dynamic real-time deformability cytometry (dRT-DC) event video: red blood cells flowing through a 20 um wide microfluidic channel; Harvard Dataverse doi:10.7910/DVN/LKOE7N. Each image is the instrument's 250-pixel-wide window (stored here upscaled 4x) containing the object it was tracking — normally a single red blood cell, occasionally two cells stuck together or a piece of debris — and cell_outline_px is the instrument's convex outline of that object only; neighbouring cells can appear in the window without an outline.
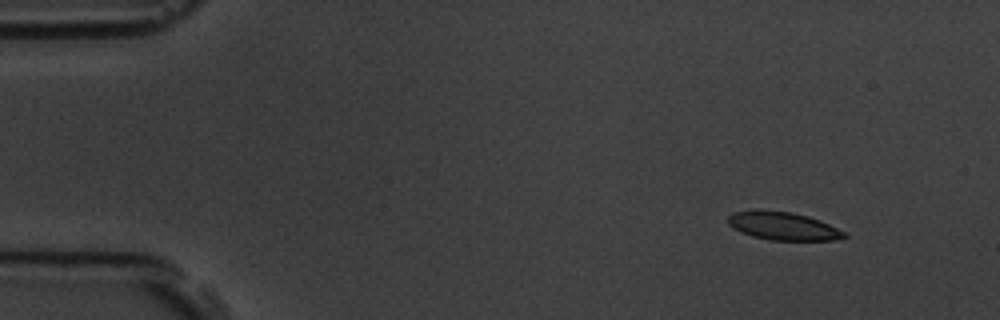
{"species": "common noctule bat (a hibernating species)", "species_latin": "Nyctalus noctula", "temperature_condition": "room temperature", "stored_images_in_passage": 3, "camera_frame_rate_fps": 3000, "um_per_image_px": 0.085, "animal": {"sex": "male", "body_mass_g": 19.5, "forearm_length_mm": 54.6}, "frame": {"image": 1, "passage_image": 1, "time_ms": 0.0, "image_size_px": [1000, 320], "cell_outline_px": [[848, 236], [836, 240], [772, 240], [752, 236], [732, 228], [728, 224], [728, 216], [732, 212], [756, 208], [760, 208], [792, 212], [808, 216], [820, 220], [844, 232]], "centroid_in_image_um": [66.5, 19.18], "position_along_channel_um": 18.5, "area_um2": 19.31}}